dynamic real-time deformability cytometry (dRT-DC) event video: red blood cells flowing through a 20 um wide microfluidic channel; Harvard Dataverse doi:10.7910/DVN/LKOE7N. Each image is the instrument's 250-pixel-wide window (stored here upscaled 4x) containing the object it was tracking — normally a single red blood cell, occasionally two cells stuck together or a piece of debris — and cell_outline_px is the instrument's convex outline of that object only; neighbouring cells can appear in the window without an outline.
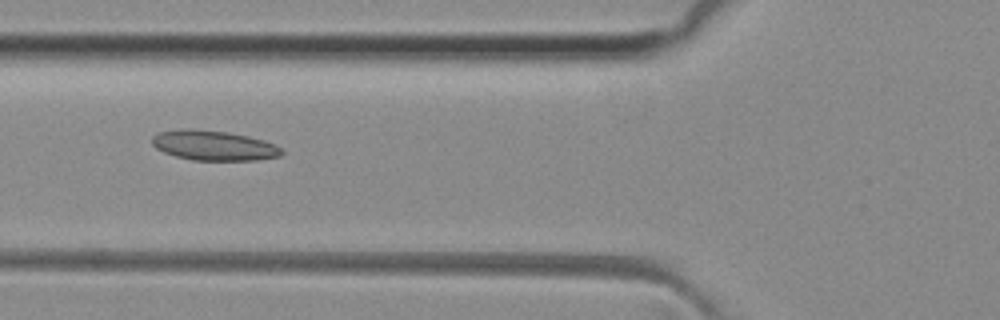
{"species": "common noctule bat (a hibernating species)", "species_latin": "Nyctalus noctula", "temperature_condition": "room temperature", "stored_images_in_passage": 13, "camera_frame_rate_fps": 3000, "um_per_image_px": 0.085, "animal": {"sex": "female", "body_mass_g": 29.2, "forearm_length_mm": 56.3}, "frame": {"image": 1, "passage_image": 7, "time_ms": 2.0, "image_size_px": [1000, 320], "cell_outline_px": [[284, 152], [280, 156], [256, 160], [192, 160], [176, 156], [164, 152], [156, 148], [152, 144], [152, 136], [160, 132], [180, 128], [188, 128], [228, 132], [248, 136], [264, 140], [276, 144]], "centroid_in_image_um": [18.17, 12.36], "position_along_channel_um": 107.6, "area_um2": 22.66}}
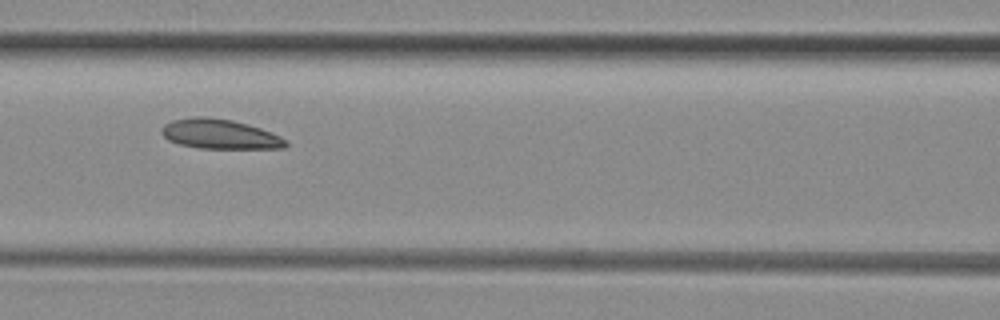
{"frame": {"image": 2, "passage_image": 10, "time_ms": 3.0, "image_size_px": [1000, 320], "cell_outline_px": [[288, 144], [284, 148], [200, 148], [180, 144], [168, 140], [160, 132], [160, 128], [164, 124], [172, 120], [196, 116], [204, 116], [232, 120], [248, 124], [272, 132], [288, 140]], "centroid_in_image_um": [18.68, 11.39], "position_along_channel_um": 147.9, "area_um2": 21.56}}
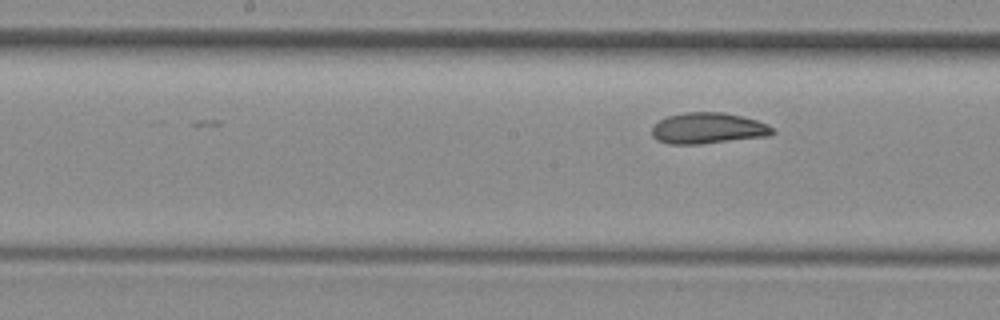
{"frame": {"image": 3, "passage_image": 13, "time_ms": 4.0, "image_size_px": [1000, 320], "cell_outline_px": [[776, 132], [768, 136], [700, 144], [668, 144], [656, 140], [652, 136], [652, 128], [660, 120], [668, 116], [684, 112], [724, 112], [756, 120], [768, 124]], "centroid_in_image_um": [60.17, 10.9], "position_along_channel_um": 188.0, "area_um2": 21.79}}